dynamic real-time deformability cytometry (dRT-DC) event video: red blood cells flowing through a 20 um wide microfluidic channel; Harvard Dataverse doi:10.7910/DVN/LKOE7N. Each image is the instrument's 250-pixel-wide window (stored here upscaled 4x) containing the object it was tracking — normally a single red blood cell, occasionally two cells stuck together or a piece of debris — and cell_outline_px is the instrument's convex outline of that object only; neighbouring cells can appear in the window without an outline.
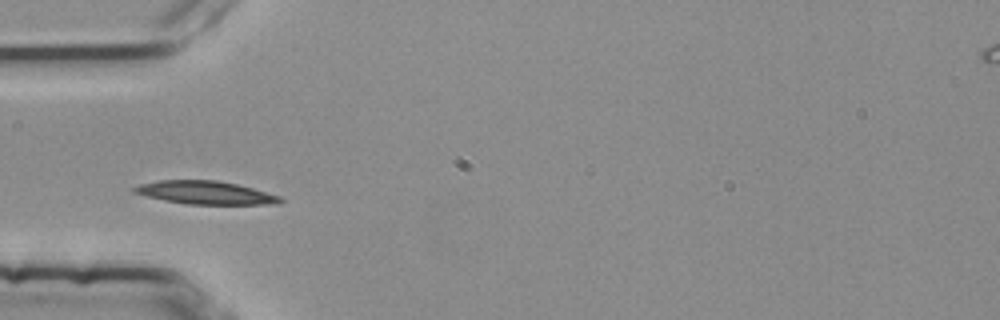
{"species": "common noctule bat (a hibernating species)", "species_latin": "Nyctalus noctula", "temperature_condition": "room temperature", "stored_images_in_passage": 4, "camera_frame_rate_fps": 3000, "um_per_image_px": 0.085, "animal": {"sex": "female", "body_mass_g": 25.1}, "frame": {"image": 1, "passage_image": 3, "time_ms": 0.667, "image_size_px": [1000, 320], "cell_outline_px": [[284, 200], [276, 204], [188, 204], [164, 200], [132, 192], [128, 188], [140, 184], [156, 180], [216, 180], [236, 184], [252, 188], [280, 196]], "centroid_in_image_um": [17.4, 16.37], "position_along_channel_um": 67.6, "area_um2": 19.65}}